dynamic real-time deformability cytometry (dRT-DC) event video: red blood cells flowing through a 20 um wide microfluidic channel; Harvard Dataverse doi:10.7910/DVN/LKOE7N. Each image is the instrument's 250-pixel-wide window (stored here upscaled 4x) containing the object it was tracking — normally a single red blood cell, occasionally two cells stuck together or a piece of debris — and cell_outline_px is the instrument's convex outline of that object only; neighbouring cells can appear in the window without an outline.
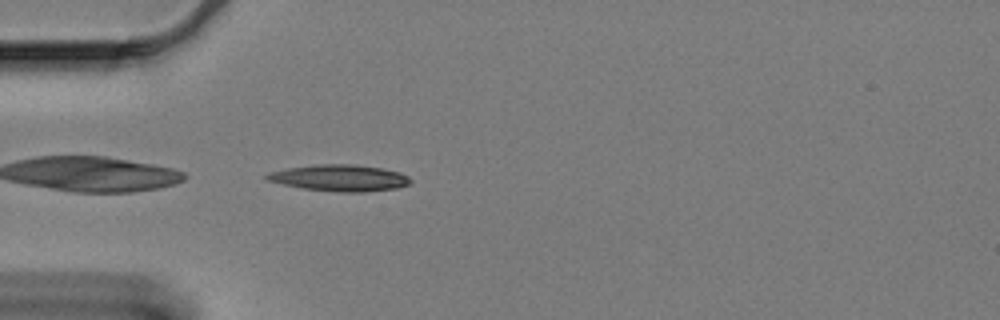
{"species": "Egyptian fruit bat (a non-hibernating species)", "species_latin": "Rousettus aegyptiacus", "temperature_condition": "cold", "stored_images_in_passage": 45, "camera_frame_rate_fps": 3000, "um_per_image_px": 0.085, "animal": {"sex": "female"}, "frame": {"image": 1, "passage_image": 2, "time_ms": 0.333, "image_size_px": [1000, 320], "cell_outline_px": [[412, 180], [408, 184], [396, 188], [364, 192], [340, 192], [304, 188], [284, 184], [268, 180], [264, 176], [272, 172], [288, 168], [320, 164], [352, 164], [380, 168], [400, 172], [408, 176]], "centroid_in_image_um": [28.92, 15.12], "position_along_channel_um": 56.1, "area_um2": 21.73}}
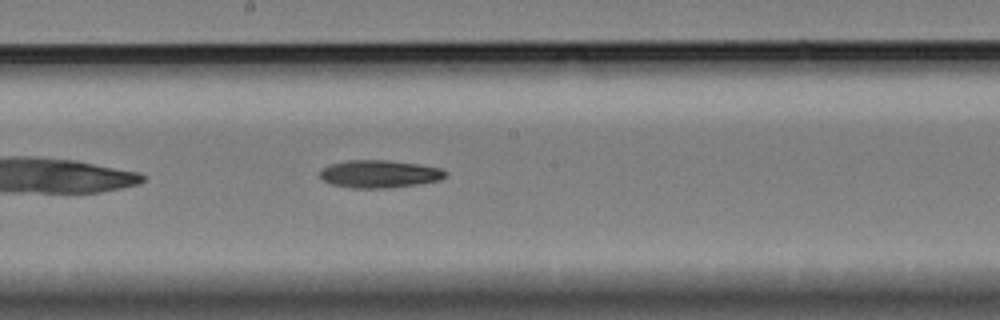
{"frame": {"image": 2, "passage_image": 17, "time_ms": 5.333, "image_size_px": [1000, 320], "cell_outline_px": [[448, 176], [436, 180], [416, 184], [380, 188], [352, 188], [332, 184], [324, 180], [320, 176], [320, 168], [332, 164], [348, 160], [388, 160], [420, 164], [440, 168], [448, 172]], "centroid_in_image_um": [32.24, 14.77], "position_along_channel_um": 216.0, "area_um2": 20.06}}
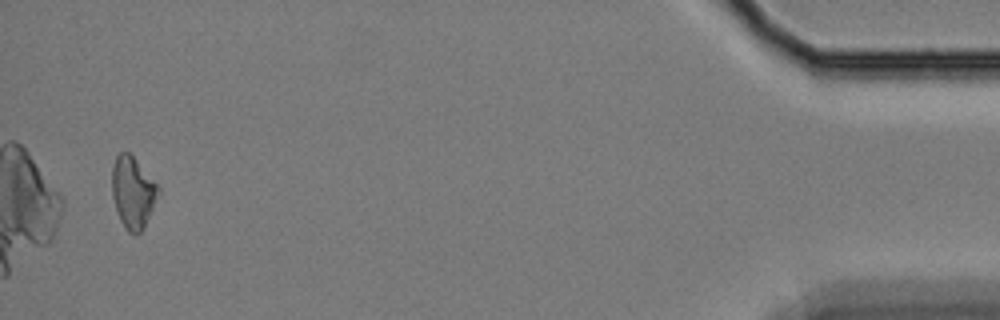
{"frame": {"image": 3, "passage_image": 43, "time_ms": 14.0, "image_size_px": [1000, 320], "cell_outline_px": [[160, 192], [144, 228], [136, 236], [128, 232], [124, 228], [120, 220], [112, 196], [112, 168], [116, 156], [120, 152], [128, 152], [132, 156], [160, 188]], "centroid_in_image_um": [11.29, 16.39], "position_along_channel_um": 423.9, "area_um2": 19.19}, "authors_computed_cell_mechanics": {"area_um2": 19.7098, "velocity_mm_per_s": 3.3022, "shape_relaxation_time_tau1_ms": 9.6667, "shape_relaxation_time_tau2_ms": 10.7938, "deformation_change_tau1": 0.1783, "deformation_change_tau2": 0.2153}}